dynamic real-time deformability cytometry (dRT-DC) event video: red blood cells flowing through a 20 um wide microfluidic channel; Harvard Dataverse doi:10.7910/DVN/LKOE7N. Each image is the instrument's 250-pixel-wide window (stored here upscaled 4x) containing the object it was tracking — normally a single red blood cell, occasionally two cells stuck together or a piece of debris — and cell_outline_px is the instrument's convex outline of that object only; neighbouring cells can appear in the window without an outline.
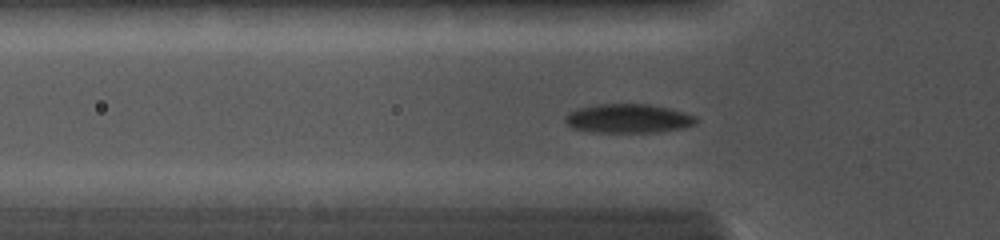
{"species": "common noctule bat (a hibernating species)", "species_latin": "Nyctalus noctula", "temperature_condition": "cold", "stored_images_in_passage": 23, "camera_frame_rate_fps": 5000, "um_per_image_px": 0.085, "animal": {"sex": "female", "body_mass_g": 19.0, "forearm_length_mm": 56.7}, "frame": {"image": 1, "passage_image": 5, "time_ms": 2.6, "image_size_px": [1000, 240], "cell_outline_px": [[700, 120], [696, 124], [684, 128], [656, 132], [588, 132], [572, 128], [564, 120], [564, 116], [568, 112], [576, 108], [596, 104], [648, 104], [668, 108], [684, 112], [696, 116]], "centroid_in_image_um": [53.39, 10.07], "position_along_channel_um": 72.4, "area_um2": 22.43}}
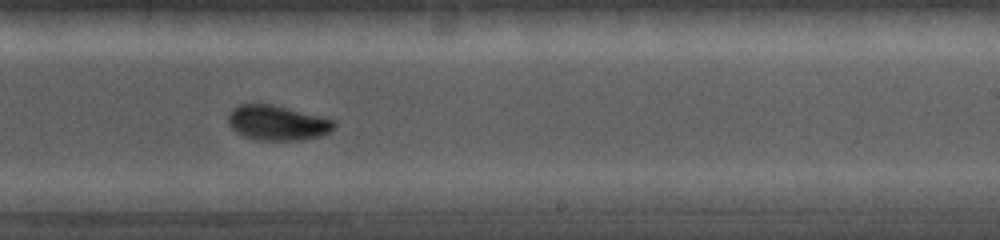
{"frame": {"image": 2, "passage_image": 14, "time_ms": 7.0, "image_size_px": [1000, 240], "cell_outline_px": [[336, 124], [328, 132], [320, 136], [300, 140], [252, 140], [236, 132], [228, 124], [228, 112], [232, 108], [240, 104], [272, 104], [336, 120]], "centroid_in_image_um": [23.53, 10.44], "position_along_channel_um": 265.5, "area_um2": 21.62}}
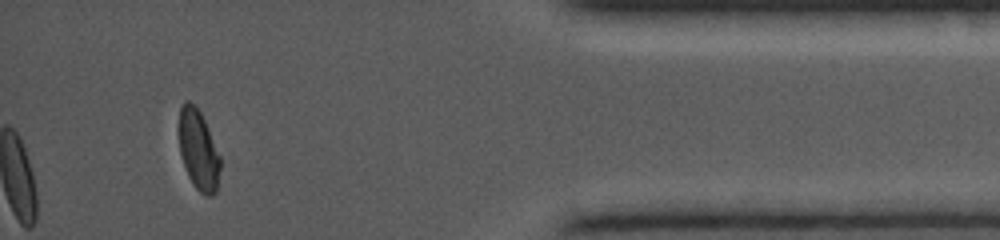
{"frame": {"image": 3, "passage_image": 23, "time_ms": 11.2, "image_size_px": [1000, 240], "cell_outline_px": [[220, 168], [216, 192], [212, 196], [204, 196], [192, 184], [188, 176], [180, 152], [176, 128], [180, 108], [184, 100], [188, 100], [200, 112], [204, 120], [220, 156]], "centroid_in_image_um": [16.82, 12.74], "position_along_channel_um": 418.4, "area_um2": 19.54}}